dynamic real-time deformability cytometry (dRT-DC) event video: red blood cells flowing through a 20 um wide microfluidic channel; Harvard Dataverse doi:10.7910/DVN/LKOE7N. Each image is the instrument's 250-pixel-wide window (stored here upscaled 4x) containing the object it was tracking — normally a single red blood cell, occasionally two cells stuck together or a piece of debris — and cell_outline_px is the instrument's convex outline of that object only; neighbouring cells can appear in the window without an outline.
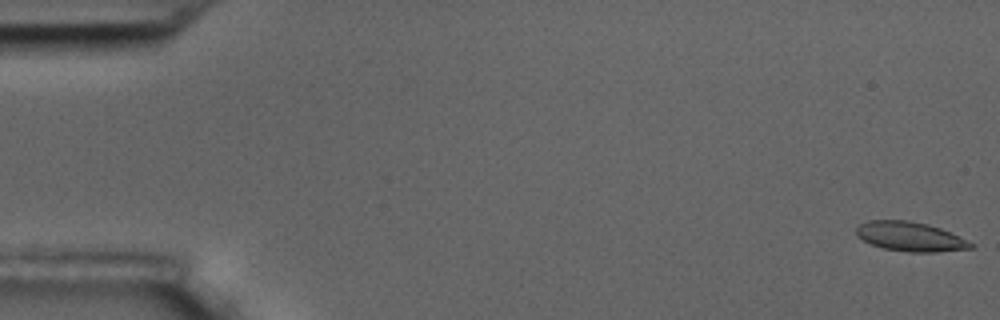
{"species": "common noctule bat (a hibernating species)", "species_latin": "Nyctalus noctula", "temperature_condition": "room temperature", "stored_images_in_passage": 6, "camera_frame_rate_fps": 3000, "um_per_image_px": 0.085, "animal": {"sex": "male", "body_mass_g": 17.5, "forearm_length_mm": 52.3}, "frame": {"image": 1, "passage_image": 1, "time_ms": 0.0, "image_size_px": [1000, 320], "cell_outline_px": [[976, 244], [972, 248], [936, 252], [908, 252], [884, 248], [872, 244], [856, 236], [856, 228], [860, 224], [868, 220], [908, 220], [928, 224], [940, 228]], "centroid_in_image_um": [77.37, 20.1], "position_along_channel_um": 7.6, "area_um2": 19.54}}
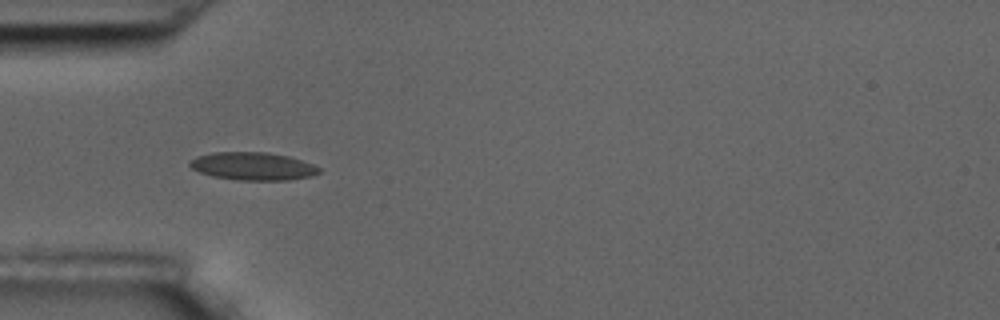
{"frame": {"image": 2, "passage_image": 5, "time_ms": 1.333, "image_size_px": [1000, 320], "cell_outline_px": [[320, 172], [312, 176], [288, 180], [236, 180], [212, 176], [200, 172], [192, 168], [188, 164], [196, 156], [212, 152], [268, 152], [288, 156], [312, 164], [320, 168]], "centroid_in_image_um": [21.48, 14.13], "position_along_channel_um": 63.5, "area_um2": 20.98}}